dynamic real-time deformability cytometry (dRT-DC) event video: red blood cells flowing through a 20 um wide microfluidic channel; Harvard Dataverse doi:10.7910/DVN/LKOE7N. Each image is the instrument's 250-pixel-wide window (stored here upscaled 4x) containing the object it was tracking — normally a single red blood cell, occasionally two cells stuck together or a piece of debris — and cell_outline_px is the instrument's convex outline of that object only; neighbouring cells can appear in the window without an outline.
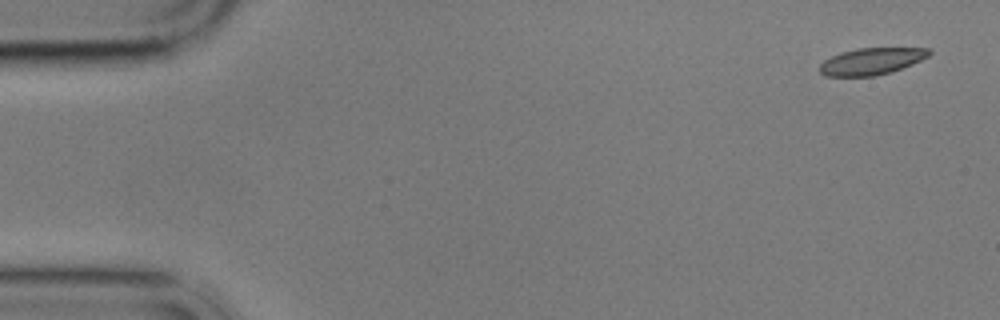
{"species": "common noctule bat (a hibernating species)", "species_latin": "Nyctalus noctula", "temperature_condition": "cold", "stored_images_in_passage": 5, "camera_frame_rate_fps": 3000, "um_per_image_px": 0.085, "animal": {"sex": "male", "body_mass_g": 17.9}, "frame": {"image": 1, "passage_image": 1, "time_ms": 0.0, "image_size_px": [1000, 320], "cell_outline_px": [[932, 52], [928, 56], [912, 64], [892, 72], [872, 76], [824, 76], [820, 72], [820, 64], [824, 60], [840, 52], [856, 48], [928, 48]], "centroid_in_image_um": [74.06, 5.21], "position_along_channel_um": 10.9, "area_um2": 17.05}}
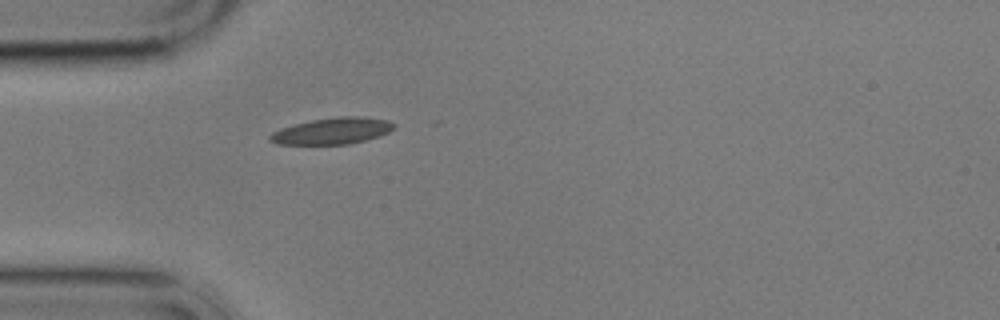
{"frame": {"image": 2, "passage_image": 5, "time_ms": 4.667, "image_size_px": [1000, 320], "cell_outline_px": [[396, 128], [380, 136], [348, 144], [276, 144], [268, 140], [268, 136], [272, 132], [280, 128], [312, 120], [336, 116], [364, 116], [388, 120], [396, 124]], "centroid_in_image_um": [28.26, 11.12], "position_along_channel_um": 56.7, "area_um2": 19.25}}